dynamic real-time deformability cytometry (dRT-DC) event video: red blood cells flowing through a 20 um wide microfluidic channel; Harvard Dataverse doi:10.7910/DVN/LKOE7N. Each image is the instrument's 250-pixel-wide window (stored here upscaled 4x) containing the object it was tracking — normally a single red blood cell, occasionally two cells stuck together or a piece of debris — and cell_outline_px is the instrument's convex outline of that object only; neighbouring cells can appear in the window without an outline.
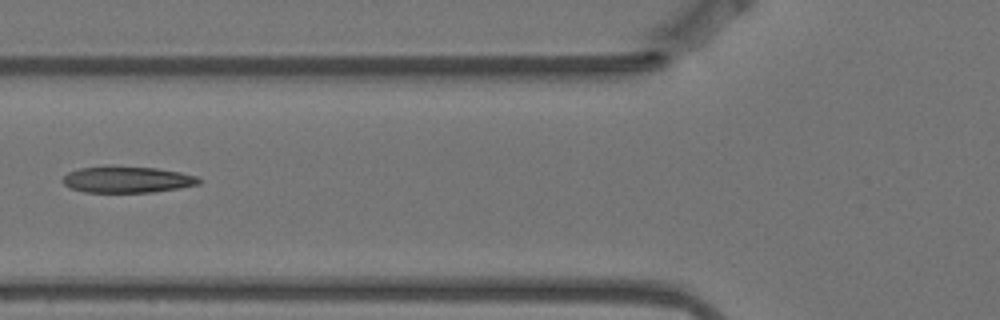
{"species": "Egyptian fruit bat (a non-hibernating species)", "species_latin": "Rousettus aegyptiacus", "temperature_condition": "warm", "stored_images_in_passage": 4, "camera_frame_rate_fps": 3000, "um_per_image_px": 0.085, "animal": {"sex": "female"}, "frame": {"image": 1, "passage_image": 2, "time_ms": 0.333, "image_size_px": [1000, 320], "cell_outline_px": [[200, 184], [180, 188], [152, 192], [84, 192], [68, 188], [60, 180], [68, 172], [80, 168], [108, 164], [156, 168], [180, 172], [196, 176], [200, 180]], "centroid_in_image_um": [10.75, 15.24], "position_along_channel_um": 115.1, "area_um2": 21.44}}
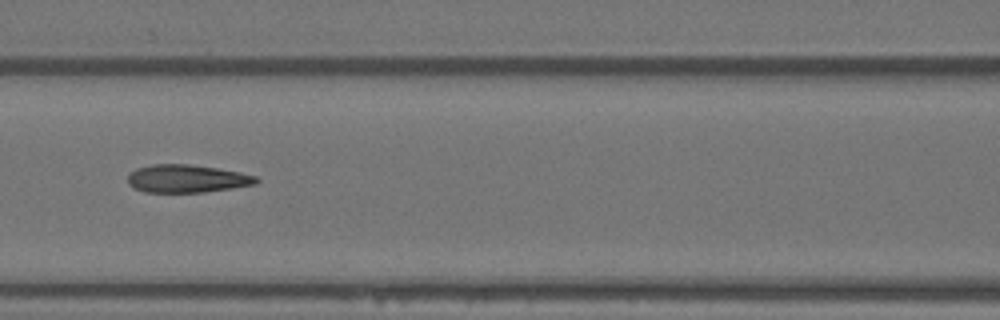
{"frame": {"image": 2, "passage_image": 3, "time_ms": 0.667, "image_size_px": [1000, 320], "cell_outline_px": [[260, 180], [256, 184], [232, 188], [204, 192], [144, 192], [128, 184], [128, 172], [136, 168], [152, 164], [188, 164], [216, 168], [240, 172], [256, 176]], "centroid_in_image_um": [15.87, 15.18], "position_along_channel_um": 150.7, "area_um2": 20.92}}
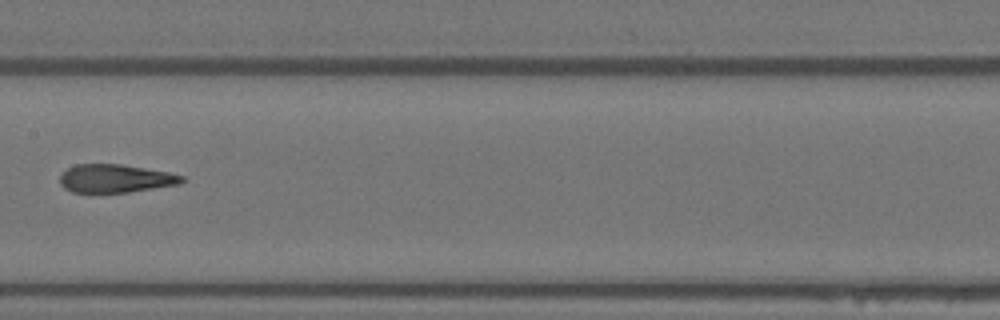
{"frame": {"image": 3, "passage_image": 4, "time_ms": 1.0, "image_size_px": [1000, 320], "cell_outline_px": [[184, 180], [180, 184], [128, 192], [72, 192], [64, 188], [60, 184], [60, 176], [68, 168], [76, 164], [120, 164], [168, 172], [184, 176]], "centroid_in_image_um": [9.8, 15.17], "position_along_channel_um": 197.6, "area_um2": 19.88}}